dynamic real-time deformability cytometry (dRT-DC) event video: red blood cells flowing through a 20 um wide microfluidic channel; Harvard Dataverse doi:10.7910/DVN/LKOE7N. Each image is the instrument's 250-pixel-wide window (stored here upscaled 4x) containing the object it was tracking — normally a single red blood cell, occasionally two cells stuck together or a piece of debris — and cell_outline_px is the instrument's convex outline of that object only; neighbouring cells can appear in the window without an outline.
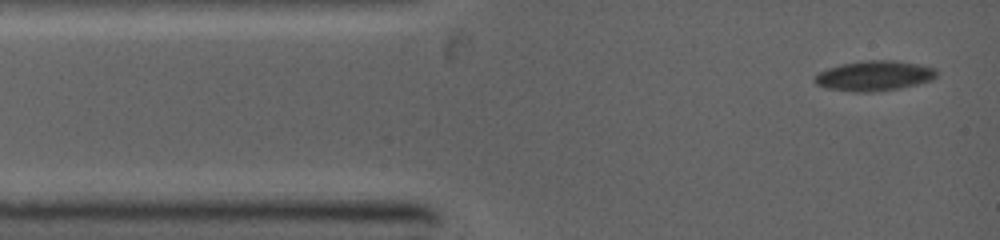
{"species": "common noctule bat (a hibernating species)", "species_latin": "Nyctalus noctula", "temperature_condition": "warm", "stored_images_in_passage": 34, "camera_frame_rate_fps": 5000, "um_per_image_px": 0.085, "animal": {"sex": "female", "body_mass_g": 19.0, "forearm_length_mm": 53.3}, "frame": {"image": 1, "passage_image": 1, "time_ms": 0.0, "image_size_px": [1000, 240], "cell_outline_px": [[936, 76], [932, 80], [900, 88], [868, 92], [852, 92], [824, 88], [816, 84], [812, 80], [816, 72], [828, 68], [844, 64], [864, 60], [896, 60], [920, 64], [936, 68]], "centroid_in_image_um": [74.27, 6.44], "position_along_channel_um": 10.7, "area_um2": 21.56}}
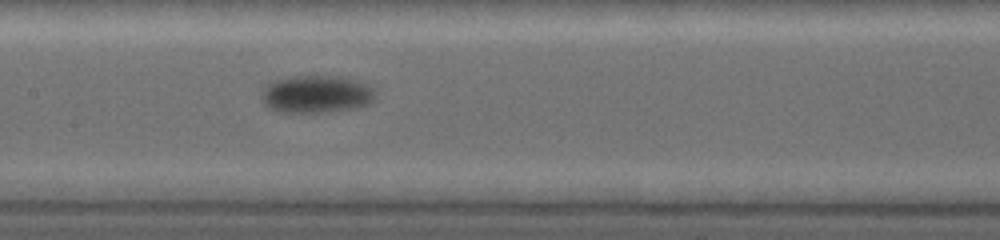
{"frame": {"image": 2, "passage_image": 14, "time_ms": 5.0, "image_size_px": [1000, 240], "cell_outline_px": [[376, 96], [368, 104], [352, 108], [324, 112], [280, 112], [268, 108], [260, 96], [264, 88], [272, 80], [288, 76], [340, 76], [356, 80], [368, 84], [372, 88]], "centroid_in_image_um": [26.86, 7.99], "position_along_channel_um": 180.5, "area_um2": 24.97}}
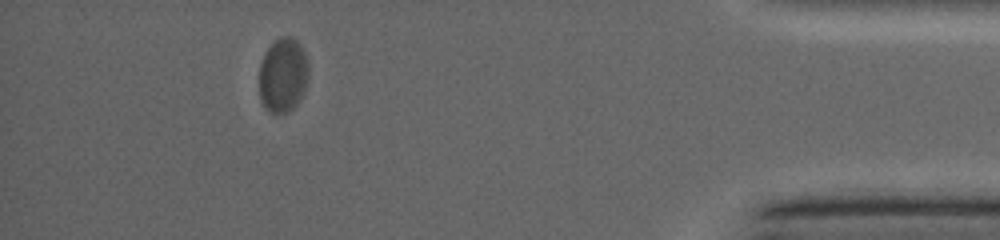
{"frame": {"image": 3, "passage_image": 30, "time_ms": 11.6, "image_size_px": [1000, 240], "cell_outline_px": [[308, 84], [300, 100], [288, 112], [268, 112], [264, 108], [260, 100], [260, 64], [264, 52], [280, 36], [292, 36], [300, 44], [308, 60]], "centroid_in_image_um": [24.07, 6.38], "position_along_channel_um": 411.1, "area_um2": 21.68}}